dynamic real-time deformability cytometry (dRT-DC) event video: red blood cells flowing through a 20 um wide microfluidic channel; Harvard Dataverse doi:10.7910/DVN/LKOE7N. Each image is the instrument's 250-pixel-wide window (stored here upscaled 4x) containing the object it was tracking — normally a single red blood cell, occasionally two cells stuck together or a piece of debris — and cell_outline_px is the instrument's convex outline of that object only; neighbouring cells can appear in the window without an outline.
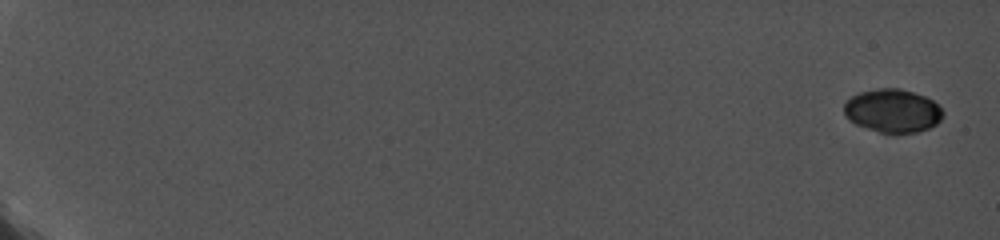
{"species": "common noctule bat (a hibernating species)", "species_latin": "Nyctalus noctula", "temperature_condition": "cold", "stored_images_in_passage": 7, "camera_frame_rate_fps": 5000, "um_per_image_px": 0.085, "animal": {"sex": "female", "body_mass_g": 19.0, "forearm_length_mm": 56.7}, "frame": {"image": 1, "passage_image": 1, "time_ms": 0.0, "image_size_px": [1000, 240], "cell_outline_px": [[944, 116], [936, 124], [928, 128], [916, 132], [880, 132], [856, 124], [844, 112], [844, 104], [852, 96], [860, 92], [876, 88], [900, 88], [924, 96], [932, 100], [944, 112]], "centroid_in_image_um": [75.89, 9.4], "position_along_channel_um": 9.1, "area_um2": 24.57}}
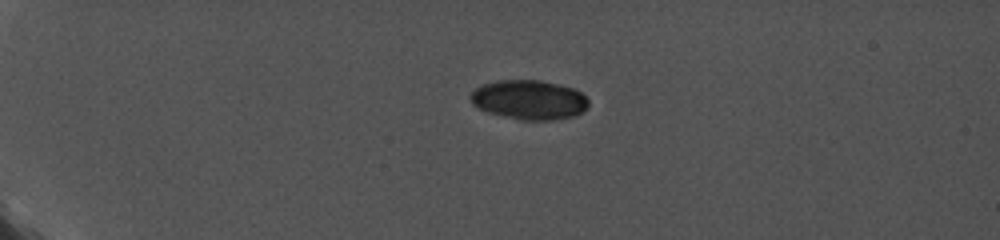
{"frame": {"image": 2, "passage_image": 5, "time_ms": 5.0, "image_size_px": [1000, 240], "cell_outline_px": [[588, 104], [576, 116], [552, 120], [520, 120], [488, 112], [476, 108], [472, 104], [472, 92], [476, 88], [484, 84], [496, 80], [540, 80], [560, 84], [572, 88], [580, 92], [588, 100]], "centroid_in_image_um": [44.96, 8.48], "position_along_channel_um": 40.0, "area_um2": 26.99}}